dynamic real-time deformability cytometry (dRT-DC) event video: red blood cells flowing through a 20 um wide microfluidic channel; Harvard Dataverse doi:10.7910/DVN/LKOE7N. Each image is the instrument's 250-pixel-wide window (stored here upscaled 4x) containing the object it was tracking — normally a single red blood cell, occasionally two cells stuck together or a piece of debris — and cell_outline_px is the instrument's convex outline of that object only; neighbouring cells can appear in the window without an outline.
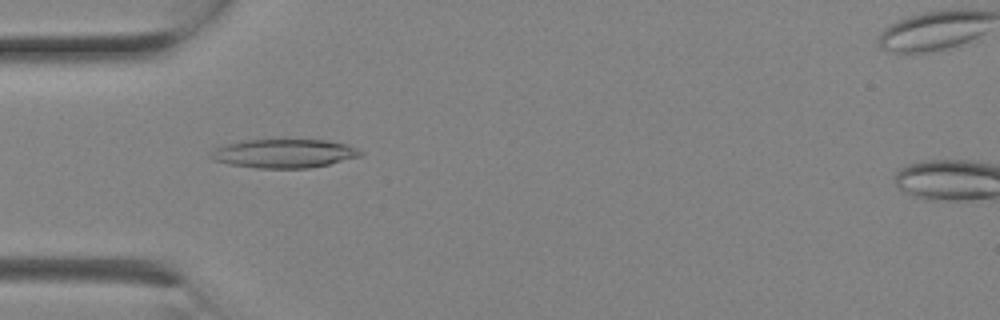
{"species": "Egyptian fruit bat (a non-hibernating species)", "species_latin": "Rousettus aegyptiacus", "temperature_condition": "room temperature", "stored_images_in_passage": 8, "camera_frame_rate_fps": 3000, "um_per_image_px": 0.085, "animal": {"sex": "female"}, "frame": {"image": 1, "passage_image": 7, "time_ms": 2.0, "image_size_px": [1000, 320], "cell_outline_px": [[364, 152], [360, 156], [328, 164], [308, 168], [256, 168], [228, 164], [212, 160], [208, 156], [212, 148], [224, 144], [244, 140], [324, 140], [348, 144]], "centroid_in_image_um": [24.07, 13.04], "position_along_channel_um": 60.9, "area_um2": 25.2}}